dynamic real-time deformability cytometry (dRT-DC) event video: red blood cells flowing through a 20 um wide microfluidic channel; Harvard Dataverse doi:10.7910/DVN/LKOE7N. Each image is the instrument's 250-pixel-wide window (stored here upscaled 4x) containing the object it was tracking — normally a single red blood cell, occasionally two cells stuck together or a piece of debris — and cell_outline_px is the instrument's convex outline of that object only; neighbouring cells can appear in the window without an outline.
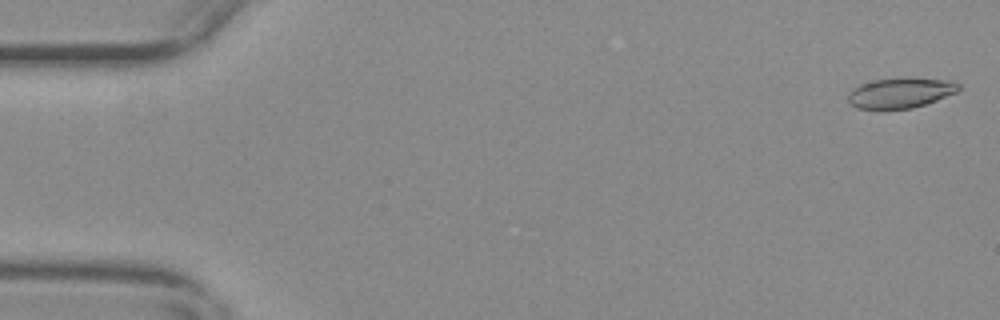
{"species": "common noctule bat (a hibernating species)", "species_latin": "Nyctalus noctula", "temperature_condition": "warm", "stored_images_in_passage": 56, "camera_frame_rate_fps": 3000, "um_per_image_px": 0.085, "animal": {"sex": "female", "body_mass_g": 29.2, "forearm_length_mm": 56.3}, "frame": {"image": 1, "passage_image": 2, "time_ms": 0.333, "image_size_px": [1000, 320], "cell_outline_px": [[960, 88], [956, 92], [936, 100], [912, 108], [880, 112], [856, 108], [848, 104], [848, 92], [860, 84], [876, 80], [952, 80], [960, 84]], "centroid_in_image_um": [76.43, 7.98], "position_along_channel_um": 8.6, "area_um2": 19.36}}
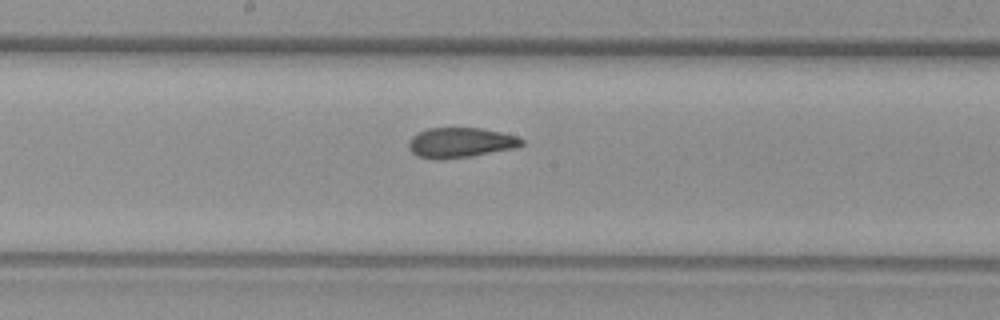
{"frame": {"image": 2, "passage_image": 30, "time_ms": 9.667, "image_size_px": [1000, 320], "cell_outline_px": [[524, 144], [516, 148], [444, 160], [436, 160], [420, 156], [412, 152], [408, 148], [408, 144], [412, 136], [416, 132], [428, 128], [480, 128], [500, 132], [516, 136], [524, 140]], "centroid_in_image_um": [39.12, 12.12], "position_along_channel_um": 209.1, "area_um2": 19.77}}
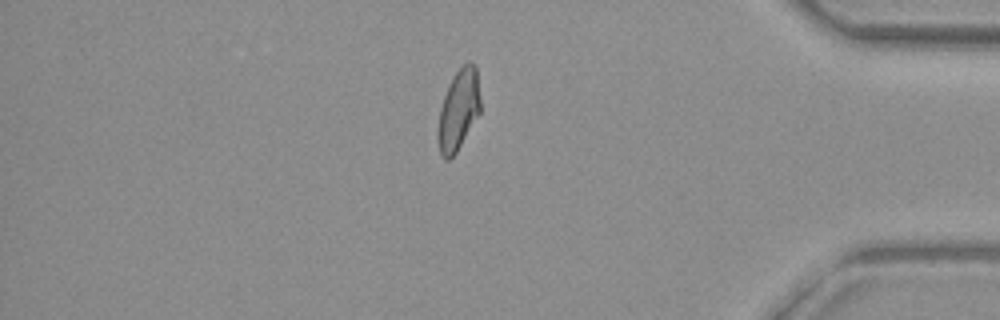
{"frame": {"image": 3, "passage_image": 48, "time_ms": 15.667, "image_size_px": [1000, 320], "cell_outline_px": [[480, 112], [456, 152], [448, 160], [444, 160], [440, 156], [436, 136], [436, 132], [440, 108], [444, 96], [452, 76], [468, 60], [472, 60], [476, 64], [480, 100]], "centroid_in_image_um": [38.95, 9.34], "position_along_channel_um": 396.3, "area_um2": 20.17}, "authors_computed_cell_mechanics": {"area_um2": 20.1722, "velocity_mm_per_s": 3.7026, "shape_relaxation_time_tau1_ms": null, "shape_relaxation_time_tau2_ms": 2.0112, "deformation_change_tau1": null, "deformation_change_tau2": 0.0857}}